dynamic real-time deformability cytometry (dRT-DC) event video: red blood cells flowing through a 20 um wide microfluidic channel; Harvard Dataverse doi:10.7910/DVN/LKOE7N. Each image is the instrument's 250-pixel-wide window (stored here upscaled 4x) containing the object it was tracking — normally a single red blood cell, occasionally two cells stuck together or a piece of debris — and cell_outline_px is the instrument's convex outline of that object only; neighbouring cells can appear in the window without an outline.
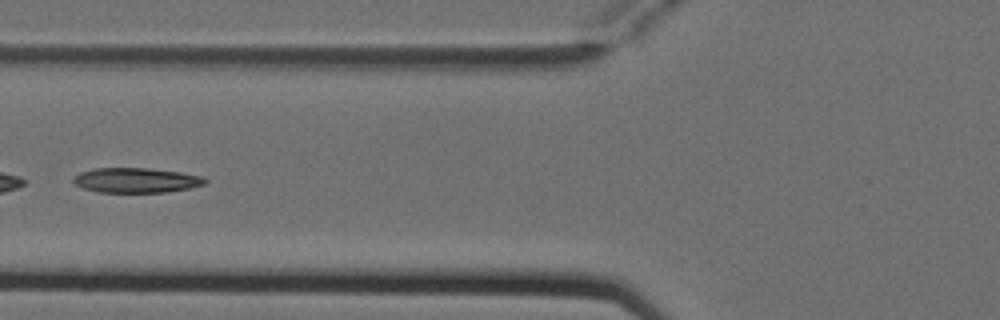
{"species": "Egyptian fruit bat (a non-hibernating species)", "species_latin": "Rousettus aegyptiacus", "temperature_condition": "cold", "stored_images_in_passage": 6, "camera_frame_rate_fps": 3000, "um_per_image_px": 0.085, "animal": {"sex": "female"}, "frame": {"image": 1, "passage_image": 5, "time_ms": 1.333, "image_size_px": [1000, 320], "cell_outline_px": [[208, 180], [204, 184], [188, 188], [164, 192], [100, 192], [84, 188], [76, 184], [72, 180], [72, 176], [80, 172], [92, 168], [148, 168], [180, 172], [204, 176]], "centroid_in_image_um": [11.56, 15.31], "position_along_channel_um": 114.2, "area_um2": 19.07}}
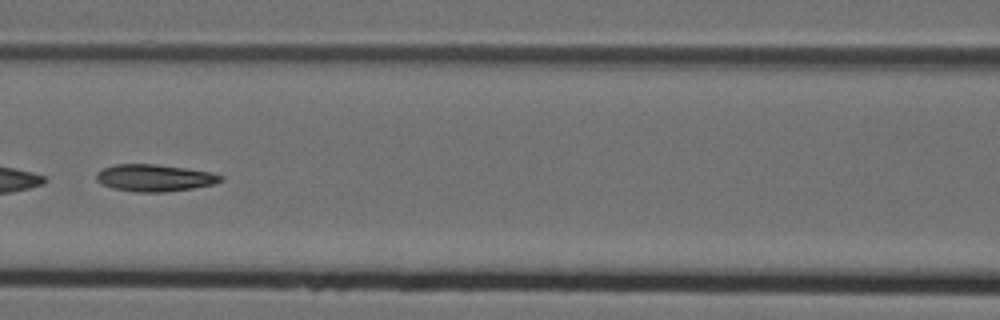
{"frame": {"image": 2, "passage_image": 6, "time_ms": 1.667, "image_size_px": [1000, 320], "cell_outline_px": [[224, 180], [212, 184], [192, 188], [164, 192], [136, 192], [112, 188], [96, 180], [96, 172], [104, 168], [116, 164], [156, 164], [212, 172], [224, 176]], "centroid_in_image_um": [13.14, 15.11], "position_along_channel_um": 153.5, "area_um2": 19.48}}